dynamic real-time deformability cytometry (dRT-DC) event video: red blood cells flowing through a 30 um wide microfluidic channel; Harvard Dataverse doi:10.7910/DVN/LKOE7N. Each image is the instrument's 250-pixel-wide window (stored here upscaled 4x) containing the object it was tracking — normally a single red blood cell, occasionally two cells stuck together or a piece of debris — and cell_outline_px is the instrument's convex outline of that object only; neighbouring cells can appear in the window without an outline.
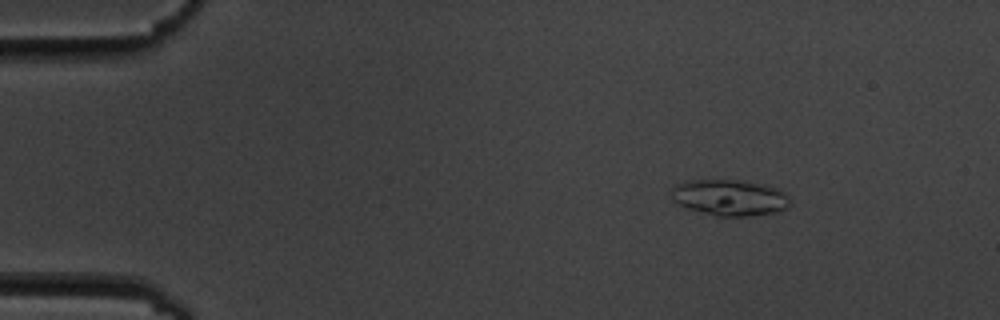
{"species": "common noctule bat (a hibernating species)", "species_latin": "Nyctalus noctula", "temperature_condition": "cold", "stored_images_in_passage": 9, "camera_frame_rate_fps": 3000, "um_per_image_px": 0.085, "animal": {"sex": "male", "body_mass_g": 19.5, "forearm_length_mm": 54.6}, "frame": {"image": 1, "passage_image": 1, "time_ms": 0.0, "image_size_px": [1000, 320], "cell_outline_px": [[792, 204], [788, 208], [776, 212], [752, 216], [716, 216], [688, 208], [676, 204], [672, 200], [668, 192], [676, 184], [688, 180], [740, 180], [764, 184], [776, 188], [784, 192], [792, 200]], "centroid_in_image_um": [62.02, 16.79], "position_along_channel_um": 23.0, "area_um2": 25.43}}
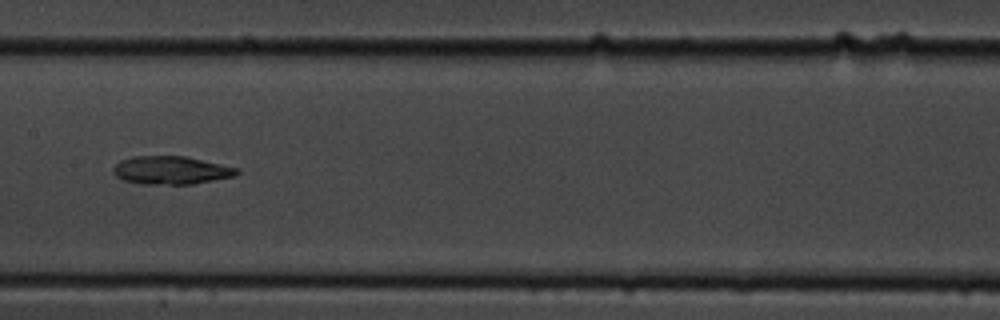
{"frame": {"image": 2, "passage_image": 7, "time_ms": 7.0, "image_size_px": [1000, 320], "cell_outline_px": [[240, 172], [236, 176], [192, 184], [140, 184], [124, 180], [116, 176], [112, 172], [112, 168], [120, 160], [132, 156], [184, 156], [240, 168]], "centroid_in_image_um": [14.54, 14.47], "position_along_channel_um": 192.9, "area_um2": 20.4}}
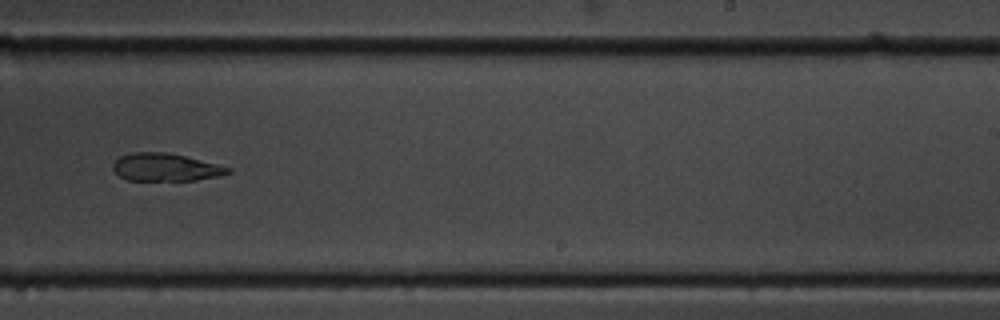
{"frame": {"image": 3, "passage_image": 9, "time_ms": 9.333, "image_size_px": [1000, 320], "cell_outline_px": [[232, 172], [220, 176], [196, 180], [128, 180], [120, 176], [112, 168], [112, 164], [120, 156], [132, 152], [168, 152], [232, 168]], "centroid_in_image_um": [14.07, 14.21], "position_along_channel_um": 274.9, "area_um2": 18.5}}